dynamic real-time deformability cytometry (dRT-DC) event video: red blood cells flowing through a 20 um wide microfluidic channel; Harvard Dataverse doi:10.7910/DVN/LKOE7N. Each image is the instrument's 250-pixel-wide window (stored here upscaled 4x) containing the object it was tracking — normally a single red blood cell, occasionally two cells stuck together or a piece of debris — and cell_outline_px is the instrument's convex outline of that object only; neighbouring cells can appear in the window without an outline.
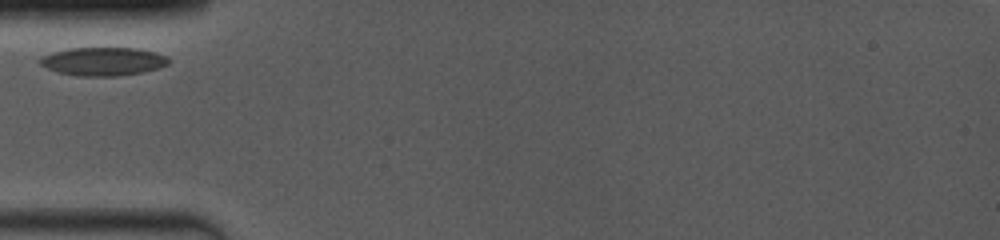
{"species": "common noctule bat (a hibernating species)", "species_latin": "Nyctalus noctula", "temperature_condition": "room temperature", "stored_images_in_passage": 8, "camera_frame_rate_fps": 4000, "um_per_image_px": 0.085, "animal": {"sex": "female", "body_mass_g": 19.0, "forearm_length_mm": 53.3}, "frame": {"image": 1, "passage_image": 1, "time_ms": 0.0, "image_size_px": [1000, 240], "cell_outline_px": [[168, 64], [160, 68], [144, 72], [116, 76], [76, 76], [56, 72], [40, 64], [40, 60], [44, 56], [68, 48], [136, 48], [152, 52], [164, 56], [168, 60]], "centroid_in_image_um": [8.77, 5.23], "position_along_channel_um": 76.2, "area_um2": 20.98}}